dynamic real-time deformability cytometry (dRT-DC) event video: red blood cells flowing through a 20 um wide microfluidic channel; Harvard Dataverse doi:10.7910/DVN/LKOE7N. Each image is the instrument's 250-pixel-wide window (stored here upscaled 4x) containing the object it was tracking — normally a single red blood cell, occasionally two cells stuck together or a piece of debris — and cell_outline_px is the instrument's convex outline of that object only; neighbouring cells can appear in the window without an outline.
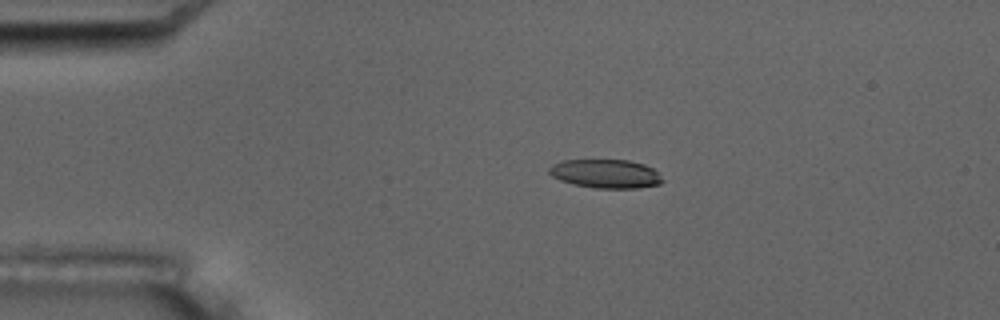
{"species": "common noctule bat (a hibernating species)", "species_latin": "Nyctalus noctula", "temperature_condition": "room temperature", "stored_images_in_passage": 6, "camera_frame_rate_fps": 3000, "um_per_image_px": 0.085, "animal": {"sex": "male", "body_mass_g": 17.5, "forearm_length_mm": 52.3}, "frame": {"image": 1, "passage_image": 4, "time_ms": 3.667, "image_size_px": [1000, 320], "cell_outline_px": [[664, 180], [660, 184], [636, 188], [596, 188], [572, 184], [560, 180], [552, 176], [548, 172], [548, 168], [552, 164], [564, 160], [628, 160], [644, 164], [652, 168]], "centroid_in_image_um": [51.46, 14.77], "position_along_channel_um": 33.5, "area_um2": 18.96}}